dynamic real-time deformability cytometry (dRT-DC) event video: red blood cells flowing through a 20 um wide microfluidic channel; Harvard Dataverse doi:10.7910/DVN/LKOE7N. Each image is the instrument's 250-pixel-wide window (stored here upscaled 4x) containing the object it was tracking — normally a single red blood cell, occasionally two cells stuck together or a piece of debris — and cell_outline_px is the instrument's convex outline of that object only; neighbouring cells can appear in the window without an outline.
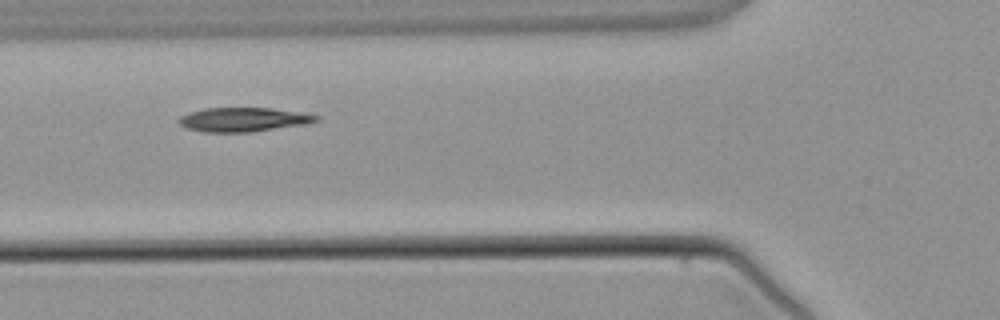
{"species": "common noctule bat (a hibernating species)", "species_latin": "Nyctalus noctula", "temperature_condition": "warm", "stored_images_in_passage": 3, "camera_frame_rate_fps": 3000, "um_per_image_px": 0.085, "animal": {"sex": "male", "body_mass_g": 21.5, "forearm_length_mm": 52.0}, "frame": {"image": 1, "passage_image": 3, "time_ms": 2.667, "image_size_px": [1000, 320], "cell_outline_px": [[320, 120], [304, 124], [248, 132], [204, 132], [188, 128], [180, 124], [176, 120], [180, 116], [188, 112], [204, 108], [272, 108], [320, 116]], "centroid_in_image_um": [20.62, 10.15], "position_along_channel_um": 105.2, "area_um2": 19.07}}